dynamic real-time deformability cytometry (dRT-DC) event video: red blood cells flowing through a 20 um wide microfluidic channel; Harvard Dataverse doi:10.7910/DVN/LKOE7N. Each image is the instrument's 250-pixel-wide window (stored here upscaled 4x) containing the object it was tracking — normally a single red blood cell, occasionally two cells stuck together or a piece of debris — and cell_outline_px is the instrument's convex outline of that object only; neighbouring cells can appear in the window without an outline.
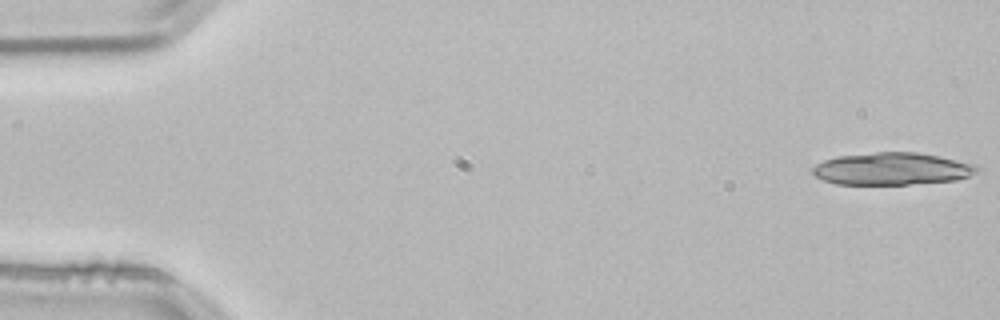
{"species": "common noctule bat (a hibernating species)", "species_latin": "Nyctalus noctula", "temperature_condition": "room temperature", "stored_images_in_passage": 24, "camera_frame_rate_fps": 3000, "um_per_image_px": 0.085, "animal": {"sex": "male", "body_mass_g": 21.5, "forearm_length_mm": 52.0}, "frame": {"image": 1, "passage_image": 1, "time_ms": 0.0, "image_size_px": [1000, 320], "cell_outline_px": [[980, 168], [976, 172], [968, 176], [956, 180], [908, 184], [836, 184], [824, 180], [816, 176], [812, 172], [812, 168], [816, 164], [824, 160], [836, 156], [876, 152], [916, 152], [976, 164]], "centroid_in_image_um": [75.8, 14.34], "position_along_channel_um": 9.2, "area_um2": 30.75}}
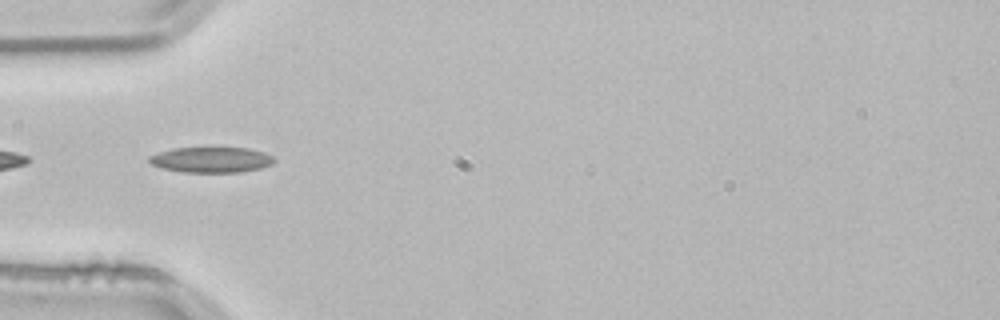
{"frame": {"image": 2, "passage_image": 17, "time_ms": 5.333, "image_size_px": [1000, 320], "cell_outline_px": [[276, 160], [272, 164], [260, 168], [240, 172], [184, 172], [164, 168], [152, 164], [148, 160], [148, 156], [172, 148], [208, 144], [248, 148], [264, 152], [272, 156]], "centroid_in_image_um": [17.97, 13.51], "position_along_channel_um": 67.0, "area_um2": 19.54}}